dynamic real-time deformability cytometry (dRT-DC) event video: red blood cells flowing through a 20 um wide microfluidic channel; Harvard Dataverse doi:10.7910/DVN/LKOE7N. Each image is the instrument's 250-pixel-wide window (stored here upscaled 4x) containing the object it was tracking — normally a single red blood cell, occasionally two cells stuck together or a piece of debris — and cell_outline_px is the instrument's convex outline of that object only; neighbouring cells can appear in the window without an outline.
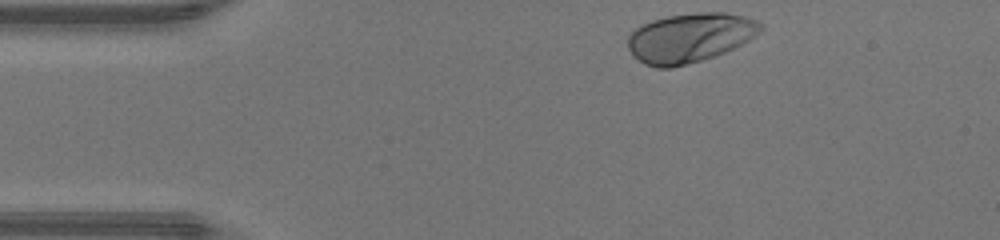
{"species": "human", "species_latin": "Homo sapiens", "temperature_condition": "warm", "stored_images_in_passage": 33, "camera_frame_rate_fps": 3000, "um_per_image_px": 0.085, "donor": {"sex": "male"}, "frame": {"image": 1, "passage_image": 1, "time_ms": 0.0, "image_size_px": [1000, 240], "cell_outline_px": [[764, 28], [760, 32], [748, 40], [724, 52], [700, 60], [668, 68], [656, 68], [644, 64], [632, 56], [628, 48], [628, 32], [652, 20], [668, 16], [696, 12], [724, 12], [744, 16], [756, 20], [764, 24]], "centroid_in_image_um": [58.61, 3.19], "position_along_channel_um": 26.4, "area_um2": 38.09}}
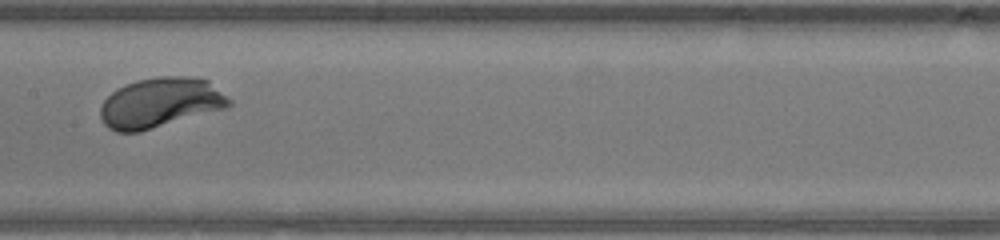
{"frame": {"image": 2, "passage_image": 17, "time_ms": 5.333, "image_size_px": [1000, 240], "cell_outline_px": [[232, 104], [228, 108], [140, 132], [116, 132], [108, 128], [104, 124], [100, 116], [100, 108], [104, 100], [116, 88], [136, 80], [160, 76], [188, 76], [208, 80], [232, 100]], "centroid_in_image_um": [13.64, 8.74], "position_along_channel_um": 193.8, "area_um2": 37.8}}
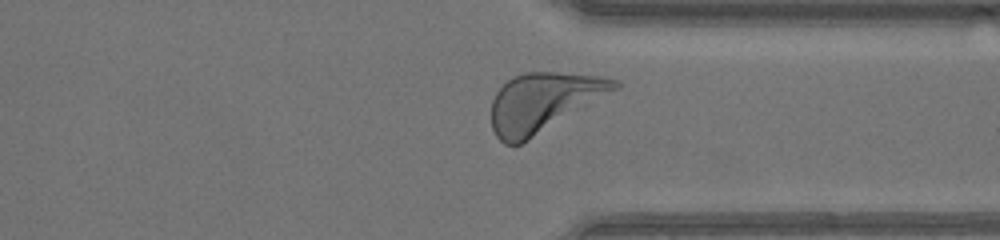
{"frame": {"image": 3, "passage_image": 29, "time_ms": 9.333, "image_size_px": [1000, 240], "cell_outline_px": [[620, 84], [616, 88], [520, 144], [504, 144], [496, 136], [492, 128], [492, 100], [496, 92], [512, 76], [524, 72], [556, 72], [604, 76], [620, 80]], "centroid_in_image_um": [46.13, 8.65], "position_along_channel_um": 365.3, "area_um2": 41.27}, "authors_computed_cell_mechanics": {"area_um2": 36.8764, "velocity_mm_per_s": 4.3214, "shape_relaxation_time_tau1_ms": 1.3475, "shape_relaxation_time_tau2_ms": null, "deformation_change_tau1": 0.141, "deformation_change_tau2": null}}